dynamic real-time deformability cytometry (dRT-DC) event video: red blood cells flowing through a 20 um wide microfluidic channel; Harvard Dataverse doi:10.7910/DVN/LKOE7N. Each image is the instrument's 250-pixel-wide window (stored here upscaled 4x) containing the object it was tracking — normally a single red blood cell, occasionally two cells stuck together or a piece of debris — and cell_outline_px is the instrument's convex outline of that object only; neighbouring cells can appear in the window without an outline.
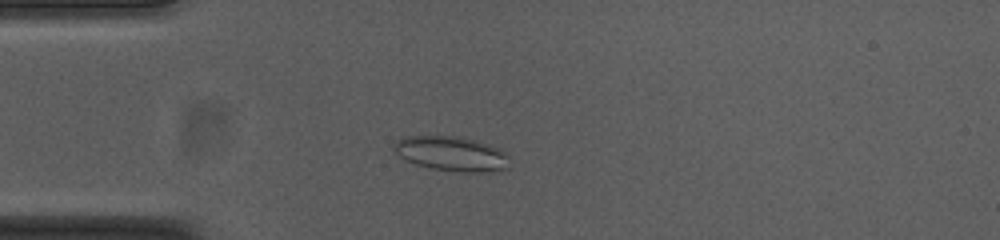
{"species": "common noctule bat (a hibernating species)", "species_latin": "Nyctalus noctula", "temperature_condition": "cold", "stored_images_in_passage": 50, "camera_frame_rate_fps": 3000, "um_per_image_px": 0.085, "animal": {"sex": "female", "body_mass_g": 23.0, "forearm_length_mm": 53.4}, "frame": {"image": 1, "passage_image": 10, "time_ms": 3.0, "image_size_px": [1000, 240], "cell_outline_px": [[508, 168], [484, 172], [456, 172], [432, 168], [416, 164], [404, 160], [392, 148], [392, 144], [396, 140], [404, 136], [464, 136], [500, 148], [508, 156]], "centroid_in_image_um": [38.35, 13.05], "position_along_channel_um": 46.6, "area_um2": 23.58}}
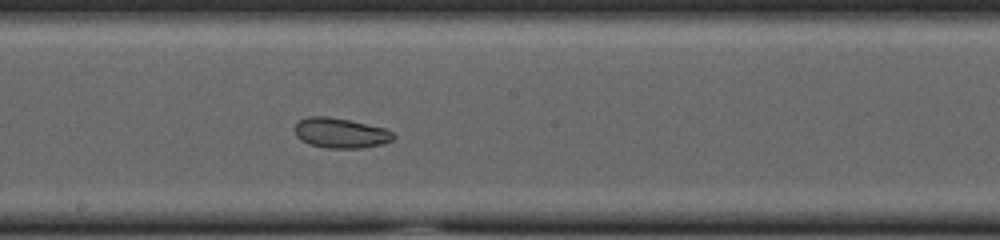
{"frame": {"image": 2, "passage_image": 25, "time_ms": 8.0, "image_size_px": [1000, 240], "cell_outline_px": [[396, 136], [392, 140], [380, 144], [360, 148], [324, 148], [308, 144], [300, 140], [296, 136], [296, 124], [300, 120], [308, 116], [328, 116], [348, 120], [384, 128], [392, 132]], "centroid_in_image_um": [28.92, 11.31], "position_along_channel_um": 219.3, "area_um2": 17.17}}
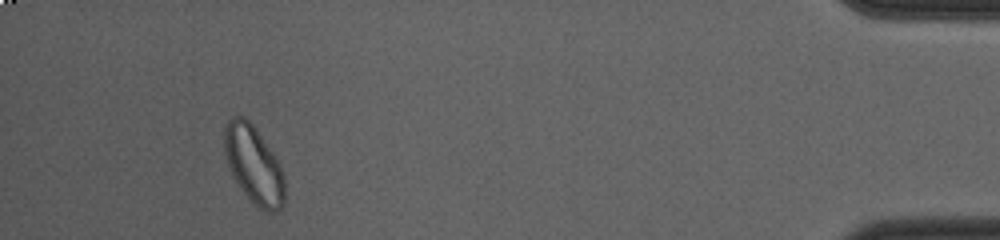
{"frame": {"image": 3, "passage_image": 46, "time_ms": 15.0, "image_size_px": [1000, 240], "cell_outline_px": [[284, 204], [276, 212], [268, 212], [260, 208], [240, 188], [228, 164], [224, 152], [224, 128], [228, 120], [232, 116], [244, 116], [252, 124], [272, 152], [280, 164], [284, 176]], "centroid_in_image_um": [21.57, 13.98], "position_along_channel_um": 413.6, "area_um2": 26.88}, "authors_computed_cell_mechanics": {"area_um2": 22.253, "velocity_mm_per_s": 3.7426, "shape_relaxation_time_tau1_ms": 3.6807, "shape_relaxation_time_tau2_ms": 1.6132, "deformation_change_tau1": 0.0703, "deformation_change_tau2": 0.0496}}